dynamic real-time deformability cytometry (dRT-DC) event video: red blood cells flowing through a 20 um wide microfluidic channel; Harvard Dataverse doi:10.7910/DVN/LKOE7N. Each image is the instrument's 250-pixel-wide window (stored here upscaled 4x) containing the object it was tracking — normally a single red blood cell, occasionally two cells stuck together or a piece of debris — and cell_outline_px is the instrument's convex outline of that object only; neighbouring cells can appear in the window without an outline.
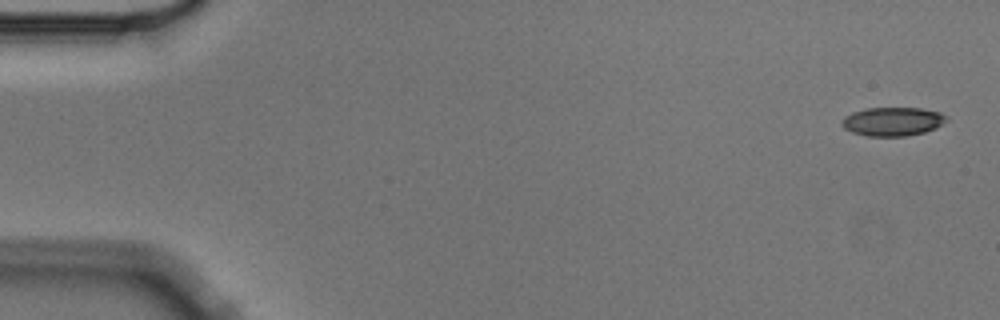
{"species": "Egyptian fruit bat (a non-hibernating species)", "species_latin": "Rousettus aegyptiacus", "temperature_condition": "cold", "stored_images_in_passage": 6, "camera_frame_rate_fps": 3000, "um_per_image_px": 0.085, "animal": {"sex": "male"}, "frame": {"image": 1, "passage_image": 1, "time_ms": 0.0, "image_size_px": [1000, 320], "cell_outline_px": [[948, 120], [936, 128], [924, 132], [908, 136], [868, 136], [852, 132], [844, 128], [840, 124], [844, 116], [852, 112], [864, 108], [920, 108], [940, 112], [948, 116]], "centroid_in_image_um": [75.88, 10.32], "position_along_channel_um": 9.1, "area_um2": 17.69}}
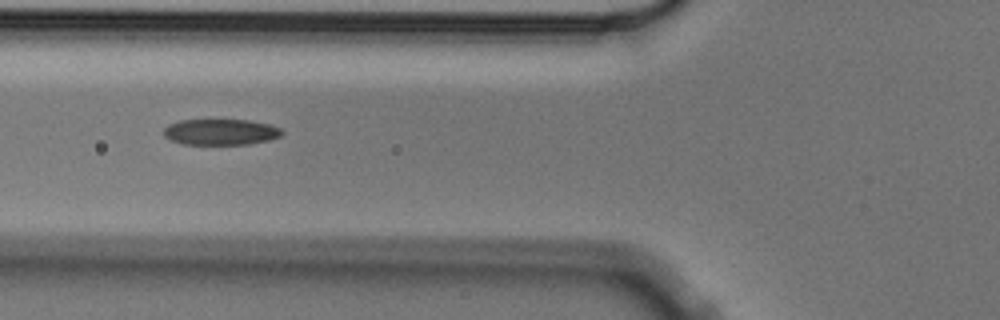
{"frame": {"image": 2, "passage_image": 5, "time_ms": 1.333, "image_size_px": [1000, 320], "cell_outline_px": [[284, 132], [280, 136], [268, 140], [248, 144], [184, 144], [172, 140], [164, 136], [164, 128], [168, 124], [180, 120], [248, 120], [272, 124], [280, 128]], "centroid_in_image_um": [18.77, 11.21], "position_along_channel_um": 107.0, "area_um2": 17.86}}
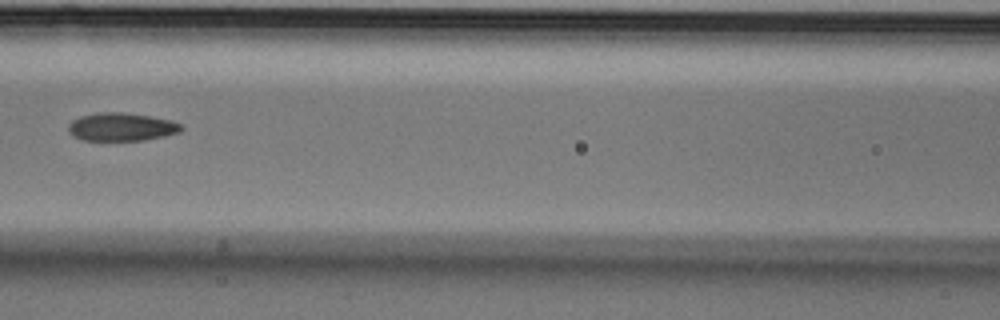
{"frame": {"image": 3, "passage_image": 6, "time_ms": 1.667, "image_size_px": [1000, 320], "cell_outline_px": [[184, 128], [180, 132], [164, 136], [144, 140], [84, 140], [72, 136], [68, 132], [68, 124], [72, 120], [80, 116], [96, 112], [124, 112], [172, 120], [180, 124]], "centroid_in_image_um": [10.3, 10.78], "position_along_channel_um": 156.3, "area_um2": 18.61}}